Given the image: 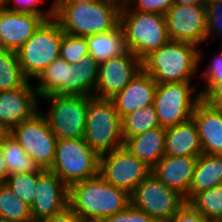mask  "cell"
Instances as JSON below:
<instances>
[{"label":"cell","mask_w":222,"mask_h":222,"mask_svg":"<svg viewBox=\"0 0 222 222\" xmlns=\"http://www.w3.org/2000/svg\"><path fill=\"white\" fill-rule=\"evenodd\" d=\"M203 154L222 155V109L201 99L192 114Z\"/></svg>","instance_id":"ffe728a7"},{"label":"cell","mask_w":222,"mask_h":222,"mask_svg":"<svg viewBox=\"0 0 222 222\" xmlns=\"http://www.w3.org/2000/svg\"><path fill=\"white\" fill-rule=\"evenodd\" d=\"M176 3L184 5H199L204 4V0H175Z\"/></svg>","instance_id":"7bdbcfd3"},{"label":"cell","mask_w":222,"mask_h":222,"mask_svg":"<svg viewBox=\"0 0 222 222\" xmlns=\"http://www.w3.org/2000/svg\"><path fill=\"white\" fill-rule=\"evenodd\" d=\"M0 219L12 222H33L30 206L5 184L0 185Z\"/></svg>","instance_id":"f546056e"},{"label":"cell","mask_w":222,"mask_h":222,"mask_svg":"<svg viewBox=\"0 0 222 222\" xmlns=\"http://www.w3.org/2000/svg\"><path fill=\"white\" fill-rule=\"evenodd\" d=\"M0 222H12V221H8V220H5V219H0Z\"/></svg>","instance_id":"681fc988"},{"label":"cell","mask_w":222,"mask_h":222,"mask_svg":"<svg viewBox=\"0 0 222 222\" xmlns=\"http://www.w3.org/2000/svg\"><path fill=\"white\" fill-rule=\"evenodd\" d=\"M100 155L84 138L58 139L53 171L68 187L99 174Z\"/></svg>","instance_id":"8992f818"},{"label":"cell","mask_w":222,"mask_h":222,"mask_svg":"<svg viewBox=\"0 0 222 222\" xmlns=\"http://www.w3.org/2000/svg\"><path fill=\"white\" fill-rule=\"evenodd\" d=\"M9 133L40 169H51L58 138L52 132L43 112H37Z\"/></svg>","instance_id":"30bf717a"},{"label":"cell","mask_w":222,"mask_h":222,"mask_svg":"<svg viewBox=\"0 0 222 222\" xmlns=\"http://www.w3.org/2000/svg\"><path fill=\"white\" fill-rule=\"evenodd\" d=\"M168 222H208L189 202H186Z\"/></svg>","instance_id":"f35d334b"},{"label":"cell","mask_w":222,"mask_h":222,"mask_svg":"<svg viewBox=\"0 0 222 222\" xmlns=\"http://www.w3.org/2000/svg\"><path fill=\"white\" fill-rule=\"evenodd\" d=\"M27 81L16 52L0 48V91L17 89Z\"/></svg>","instance_id":"f1b7e54d"},{"label":"cell","mask_w":222,"mask_h":222,"mask_svg":"<svg viewBox=\"0 0 222 222\" xmlns=\"http://www.w3.org/2000/svg\"><path fill=\"white\" fill-rule=\"evenodd\" d=\"M121 121L124 142L129 137H134L150 129L161 127L153 104L125 115Z\"/></svg>","instance_id":"83f0119b"},{"label":"cell","mask_w":222,"mask_h":222,"mask_svg":"<svg viewBox=\"0 0 222 222\" xmlns=\"http://www.w3.org/2000/svg\"><path fill=\"white\" fill-rule=\"evenodd\" d=\"M68 95L94 97L99 63L90 55L82 57L76 64H69Z\"/></svg>","instance_id":"cb8c5ba5"},{"label":"cell","mask_w":222,"mask_h":222,"mask_svg":"<svg viewBox=\"0 0 222 222\" xmlns=\"http://www.w3.org/2000/svg\"><path fill=\"white\" fill-rule=\"evenodd\" d=\"M63 34L54 18L44 20L30 39L16 51L22 72L29 81L37 79L55 59L60 57Z\"/></svg>","instance_id":"5b68a950"},{"label":"cell","mask_w":222,"mask_h":222,"mask_svg":"<svg viewBox=\"0 0 222 222\" xmlns=\"http://www.w3.org/2000/svg\"><path fill=\"white\" fill-rule=\"evenodd\" d=\"M124 2L129 7L135 6V10L162 15L176 3L175 0H124Z\"/></svg>","instance_id":"d590c367"},{"label":"cell","mask_w":222,"mask_h":222,"mask_svg":"<svg viewBox=\"0 0 222 222\" xmlns=\"http://www.w3.org/2000/svg\"><path fill=\"white\" fill-rule=\"evenodd\" d=\"M150 174L151 168L124 146L100 155L99 175L129 194Z\"/></svg>","instance_id":"7c38bea8"},{"label":"cell","mask_w":222,"mask_h":222,"mask_svg":"<svg viewBox=\"0 0 222 222\" xmlns=\"http://www.w3.org/2000/svg\"><path fill=\"white\" fill-rule=\"evenodd\" d=\"M189 203L207 220L222 218V184L198 193Z\"/></svg>","instance_id":"4dcf8cb0"},{"label":"cell","mask_w":222,"mask_h":222,"mask_svg":"<svg viewBox=\"0 0 222 222\" xmlns=\"http://www.w3.org/2000/svg\"><path fill=\"white\" fill-rule=\"evenodd\" d=\"M208 222H222V218H218V219H209Z\"/></svg>","instance_id":"bcb514c9"},{"label":"cell","mask_w":222,"mask_h":222,"mask_svg":"<svg viewBox=\"0 0 222 222\" xmlns=\"http://www.w3.org/2000/svg\"><path fill=\"white\" fill-rule=\"evenodd\" d=\"M85 39L89 47V55L98 63L119 56L127 50L120 26L106 33L85 36Z\"/></svg>","instance_id":"d4e9b609"},{"label":"cell","mask_w":222,"mask_h":222,"mask_svg":"<svg viewBox=\"0 0 222 222\" xmlns=\"http://www.w3.org/2000/svg\"><path fill=\"white\" fill-rule=\"evenodd\" d=\"M5 2V7L10 11L40 15L45 20L54 18L55 2L51 4L50 8H47V10L49 9L48 11L40 9V6L38 7L41 2L44 3V0H5ZM11 2H13L15 6H11Z\"/></svg>","instance_id":"836d02e7"},{"label":"cell","mask_w":222,"mask_h":222,"mask_svg":"<svg viewBox=\"0 0 222 222\" xmlns=\"http://www.w3.org/2000/svg\"><path fill=\"white\" fill-rule=\"evenodd\" d=\"M201 154L203 151L193 118L165 128V155L198 158Z\"/></svg>","instance_id":"44dd1931"},{"label":"cell","mask_w":222,"mask_h":222,"mask_svg":"<svg viewBox=\"0 0 222 222\" xmlns=\"http://www.w3.org/2000/svg\"><path fill=\"white\" fill-rule=\"evenodd\" d=\"M5 0H0V9L4 8L5 7Z\"/></svg>","instance_id":"c3c4849f"},{"label":"cell","mask_w":222,"mask_h":222,"mask_svg":"<svg viewBox=\"0 0 222 222\" xmlns=\"http://www.w3.org/2000/svg\"><path fill=\"white\" fill-rule=\"evenodd\" d=\"M119 26L126 49L140 60L170 40L165 15L135 10L124 1Z\"/></svg>","instance_id":"277c9868"},{"label":"cell","mask_w":222,"mask_h":222,"mask_svg":"<svg viewBox=\"0 0 222 222\" xmlns=\"http://www.w3.org/2000/svg\"><path fill=\"white\" fill-rule=\"evenodd\" d=\"M0 147L9 174L37 173L41 170L10 133L3 137Z\"/></svg>","instance_id":"4316f807"},{"label":"cell","mask_w":222,"mask_h":222,"mask_svg":"<svg viewBox=\"0 0 222 222\" xmlns=\"http://www.w3.org/2000/svg\"><path fill=\"white\" fill-rule=\"evenodd\" d=\"M35 199L30 206L33 222H40L64 211L69 187L50 169L37 172Z\"/></svg>","instance_id":"9a60e30c"},{"label":"cell","mask_w":222,"mask_h":222,"mask_svg":"<svg viewBox=\"0 0 222 222\" xmlns=\"http://www.w3.org/2000/svg\"><path fill=\"white\" fill-rule=\"evenodd\" d=\"M100 222H156L147 213L130 205L126 210L103 218Z\"/></svg>","instance_id":"8d00e7d4"},{"label":"cell","mask_w":222,"mask_h":222,"mask_svg":"<svg viewBox=\"0 0 222 222\" xmlns=\"http://www.w3.org/2000/svg\"><path fill=\"white\" fill-rule=\"evenodd\" d=\"M45 19L32 13L0 9V48L17 51Z\"/></svg>","instance_id":"e0dca14e"},{"label":"cell","mask_w":222,"mask_h":222,"mask_svg":"<svg viewBox=\"0 0 222 222\" xmlns=\"http://www.w3.org/2000/svg\"><path fill=\"white\" fill-rule=\"evenodd\" d=\"M28 80L22 87L0 91V126L9 133L37 112L38 94Z\"/></svg>","instance_id":"2e32d148"},{"label":"cell","mask_w":222,"mask_h":222,"mask_svg":"<svg viewBox=\"0 0 222 222\" xmlns=\"http://www.w3.org/2000/svg\"><path fill=\"white\" fill-rule=\"evenodd\" d=\"M222 184V155L201 154L188 192V202L198 193Z\"/></svg>","instance_id":"603a6c76"},{"label":"cell","mask_w":222,"mask_h":222,"mask_svg":"<svg viewBox=\"0 0 222 222\" xmlns=\"http://www.w3.org/2000/svg\"><path fill=\"white\" fill-rule=\"evenodd\" d=\"M186 203L179 192L168 188L153 174L144 179L131 194V205L156 222H168Z\"/></svg>","instance_id":"8fae6325"},{"label":"cell","mask_w":222,"mask_h":222,"mask_svg":"<svg viewBox=\"0 0 222 222\" xmlns=\"http://www.w3.org/2000/svg\"><path fill=\"white\" fill-rule=\"evenodd\" d=\"M37 173L9 174L6 186L22 201L31 206L35 199Z\"/></svg>","instance_id":"1f68e13d"},{"label":"cell","mask_w":222,"mask_h":222,"mask_svg":"<svg viewBox=\"0 0 222 222\" xmlns=\"http://www.w3.org/2000/svg\"><path fill=\"white\" fill-rule=\"evenodd\" d=\"M142 69V60L126 50L123 54L99 63L94 97L112 99Z\"/></svg>","instance_id":"5bb4252c"},{"label":"cell","mask_w":222,"mask_h":222,"mask_svg":"<svg viewBox=\"0 0 222 222\" xmlns=\"http://www.w3.org/2000/svg\"><path fill=\"white\" fill-rule=\"evenodd\" d=\"M68 205L85 222H100L126 210L131 205V194L98 174L69 187Z\"/></svg>","instance_id":"7a4b0ae2"},{"label":"cell","mask_w":222,"mask_h":222,"mask_svg":"<svg viewBox=\"0 0 222 222\" xmlns=\"http://www.w3.org/2000/svg\"><path fill=\"white\" fill-rule=\"evenodd\" d=\"M89 95L51 94L41 99L50 101V110L45 114L52 132L58 139L84 138Z\"/></svg>","instance_id":"ba28073f"},{"label":"cell","mask_w":222,"mask_h":222,"mask_svg":"<svg viewBox=\"0 0 222 222\" xmlns=\"http://www.w3.org/2000/svg\"><path fill=\"white\" fill-rule=\"evenodd\" d=\"M99 0H55L54 2H69V3H76V4H80V3H91V2H96Z\"/></svg>","instance_id":"ee69618b"},{"label":"cell","mask_w":222,"mask_h":222,"mask_svg":"<svg viewBox=\"0 0 222 222\" xmlns=\"http://www.w3.org/2000/svg\"><path fill=\"white\" fill-rule=\"evenodd\" d=\"M122 5L121 0L55 2L54 19L65 34L81 37L102 34L119 27Z\"/></svg>","instance_id":"6da1fadb"},{"label":"cell","mask_w":222,"mask_h":222,"mask_svg":"<svg viewBox=\"0 0 222 222\" xmlns=\"http://www.w3.org/2000/svg\"><path fill=\"white\" fill-rule=\"evenodd\" d=\"M40 222H85V221L68 206L64 211L56 215H53L50 218L44 219Z\"/></svg>","instance_id":"60d3db41"},{"label":"cell","mask_w":222,"mask_h":222,"mask_svg":"<svg viewBox=\"0 0 222 222\" xmlns=\"http://www.w3.org/2000/svg\"><path fill=\"white\" fill-rule=\"evenodd\" d=\"M202 99L209 105L222 109V80L216 82Z\"/></svg>","instance_id":"ab89813d"},{"label":"cell","mask_w":222,"mask_h":222,"mask_svg":"<svg viewBox=\"0 0 222 222\" xmlns=\"http://www.w3.org/2000/svg\"><path fill=\"white\" fill-rule=\"evenodd\" d=\"M87 55H89V47L85 37L63 34L60 43V58L68 64H76Z\"/></svg>","instance_id":"d6a6232c"},{"label":"cell","mask_w":222,"mask_h":222,"mask_svg":"<svg viewBox=\"0 0 222 222\" xmlns=\"http://www.w3.org/2000/svg\"><path fill=\"white\" fill-rule=\"evenodd\" d=\"M157 85L153 77L141 69L130 83L111 99L120 118L152 105Z\"/></svg>","instance_id":"d6986e66"},{"label":"cell","mask_w":222,"mask_h":222,"mask_svg":"<svg viewBox=\"0 0 222 222\" xmlns=\"http://www.w3.org/2000/svg\"><path fill=\"white\" fill-rule=\"evenodd\" d=\"M8 176L9 173L5 164V158L0 147V185L6 184Z\"/></svg>","instance_id":"b9f144b4"},{"label":"cell","mask_w":222,"mask_h":222,"mask_svg":"<svg viewBox=\"0 0 222 222\" xmlns=\"http://www.w3.org/2000/svg\"><path fill=\"white\" fill-rule=\"evenodd\" d=\"M7 134V132L0 126V144L3 137Z\"/></svg>","instance_id":"f6af8a7d"},{"label":"cell","mask_w":222,"mask_h":222,"mask_svg":"<svg viewBox=\"0 0 222 222\" xmlns=\"http://www.w3.org/2000/svg\"><path fill=\"white\" fill-rule=\"evenodd\" d=\"M69 64L58 57L36 79L39 99L51 94L68 95Z\"/></svg>","instance_id":"484cf974"},{"label":"cell","mask_w":222,"mask_h":222,"mask_svg":"<svg viewBox=\"0 0 222 222\" xmlns=\"http://www.w3.org/2000/svg\"><path fill=\"white\" fill-rule=\"evenodd\" d=\"M213 62L209 65L206 71H203L200 75L207 83L206 87L201 89V97L218 81L222 80V53H219L212 60Z\"/></svg>","instance_id":"74e56055"},{"label":"cell","mask_w":222,"mask_h":222,"mask_svg":"<svg viewBox=\"0 0 222 222\" xmlns=\"http://www.w3.org/2000/svg\"><path fill=\"white\" fill-rule=\"evenodd\" d=\"M207 12L206 41L214 35H222V2L204 3Z\"/></svg>","instance_id":"e575fe53"},{"label":"cell","mask_w":222,"mask_h":222,"mask_svg":"<svg viewBox=\"0 0 222 222\" xmlns=\"http://www.w3.org/2000/svg\"><path fill=\"white\" fill-rule=\"evenodd\" d=\"M164 15L170 40L189 42L196 46L206 41L207 12L205 4L175 3Z\"/></svg>","instance_id":"4fadbf2b"},{"label":"cell","mask_w":222,"mask_h":222,"mask_svg":"<svg viewBox=\"0 0 222 222\" xmlns=\"http://www.w3.org/2000/svg\"><path fill=\"white\" fill-rule=\"evenodd\" d=\"M196 163L195 157L165 155L151 168V174L168 188L183 195L188 202V192Z\"/></svg>","instance_id":"ac0fdd59"},{"label":"cell","mask_w":222,"mask_h":222,"mask_svg":"<svg viewBox=\"0 0 222 222\" xmlns=\"http://www.w3.org/2000/svg\"><path fill=\"white\" fill-rule=\"evenodd\" d=\"M196 47L189 42L169 40L142 59V69L157 84L191 81L202 57Z\"/></svg>","instance_id":"3957f363"},{"label":"cell","mask_w":222,"mask_h":222,"mask_svg":"<svg viewBox=\"0 0 222 222\" xmlns=\"http://www.w3.org/2000/svg\"><path fill=\"white\" fill-rule=\"evenodd\" d=\"M84 140L99 155L124 146L122 121L111 99L89 101Z\"/></svg>","instance_id":"52a82bcc"},{"label":"cell","mask_w":222,"mask_h":222,"mask_svg":"<svg viewBox=\"0 0 222 222\" xmlns=\"http://www.w3.org/2000/svg\"><path fill=\"white\" fill-rule=\"evenodd\" d=\"M222 2V0H204V3Z\"/></svg>","instance_id":"7dc6e473"},{"label":"cell","mask_w":222,"mask_h":222,"mask_svg":"<svg viewBox=\"0 0 222 222\" xmlns=\"http://www.w3.org/2000/svg\"><path fill=\"white\" fill-rule=\"evenodd\" d=\"M124 147L152 168L165 156V128L156 127L124 142Z\"/></svg>","instance_id":"7402d4cb"},{"label":"cell","mask_w":222,"mask_h":222,"mask_svg":"<svg viewBox=\"0 0 222 222\" xmlns=\"http://www.w3.org/2000/svg\"><path fill=\"white\" fill-rule=\"evenodd\" d=\"M194 89L191 81L157 85L153 105L161 127L176 126L192 118L202 99L200 92L194 94Z\"/></svg>","instance_id":"9c48e42d"}]
</instances>
